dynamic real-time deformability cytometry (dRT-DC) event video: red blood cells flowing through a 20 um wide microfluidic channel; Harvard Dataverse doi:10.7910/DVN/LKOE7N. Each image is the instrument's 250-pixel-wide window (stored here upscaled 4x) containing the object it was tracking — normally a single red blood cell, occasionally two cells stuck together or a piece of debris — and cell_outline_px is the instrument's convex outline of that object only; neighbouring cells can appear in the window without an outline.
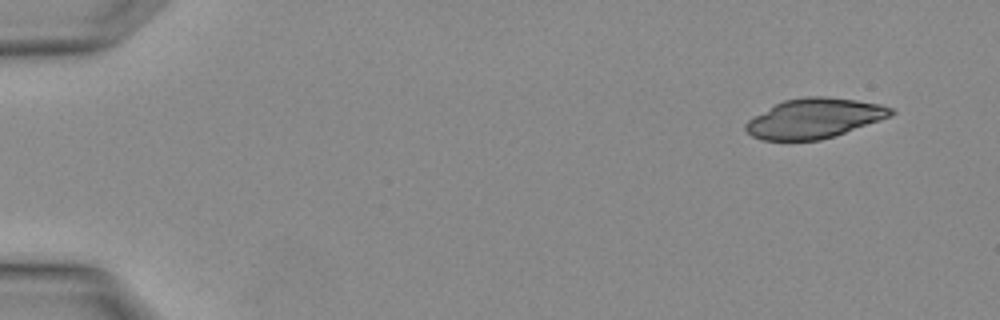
{"species": "Egyptian fruit bat (a non-hibernating species)", "species_latin": "Rousettus aegyptiacus", "temperature_condition": "warm", "stored_images_in_passage": 2, "segment_of_instrument_passage": [2, 2], "camera_frame_rate_fps": 3000, "um_per_image_px": 0.085, "animal": {"sex": "female"}, "frame": {"image": 1, "passage_image": 2, "time_ms": 0.333, "image_size_px": [1000, 320], "cell_outline_px": [[896, 112], [892, 116], [820, 140], [764, 140], [752, 136], [744, 128], [744, 124], [748, 120], [776, 104], [784, 100], [808, 96], [824, 96], [856, 100], [880, 104], [892, 108]], "centroid_in_image_um": [69.22, 10.05], "position_along_channel_um": 15.8, "area_um2": 33.23}}